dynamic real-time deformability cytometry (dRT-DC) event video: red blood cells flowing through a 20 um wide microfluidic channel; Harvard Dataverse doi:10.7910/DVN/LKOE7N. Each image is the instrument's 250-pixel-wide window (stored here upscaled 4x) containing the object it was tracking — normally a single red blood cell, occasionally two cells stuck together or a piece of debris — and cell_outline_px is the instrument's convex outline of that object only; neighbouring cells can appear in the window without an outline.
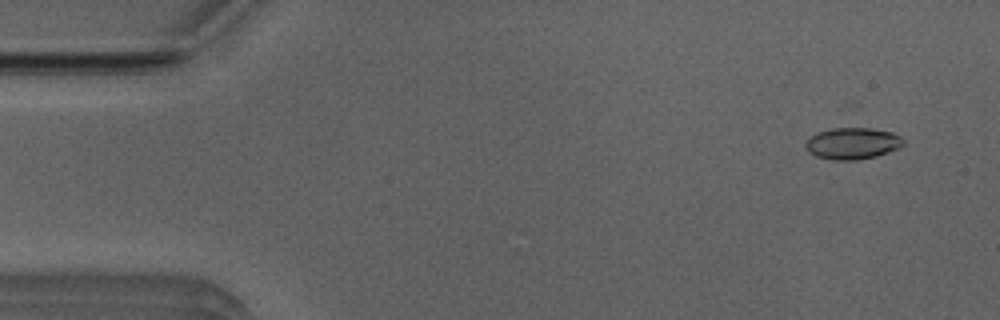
{"species": "Egyptian fruit bat (a non-hibernating species)", "species_latin": "Rousettus aegyptiacus", "temperature_condition": "room temperature", "stored_images_in_passage": 6, "camera_frame_rate_fps": 3000, "um_per_image_px": 0.085, "animal": {"sex": "male"}, "frame": {"image": 1, "passage_image": 2, "time_ms": 0.333, "image_size_px": [1000, 320], "cell_outline_px": [[904, 144], [900, 148], [876, 156], [856, 160], [832, 160], [816, 156], [808, 152], [804, 144], [808, 136], [816, 132], [832, 128], [872, 128], [892, 132], [900, 136], [904, 140]], "centroid_in_image_um": [72.43, 12.18], "position_along_channel_um": 12.6, "area_um2": 18.26}}